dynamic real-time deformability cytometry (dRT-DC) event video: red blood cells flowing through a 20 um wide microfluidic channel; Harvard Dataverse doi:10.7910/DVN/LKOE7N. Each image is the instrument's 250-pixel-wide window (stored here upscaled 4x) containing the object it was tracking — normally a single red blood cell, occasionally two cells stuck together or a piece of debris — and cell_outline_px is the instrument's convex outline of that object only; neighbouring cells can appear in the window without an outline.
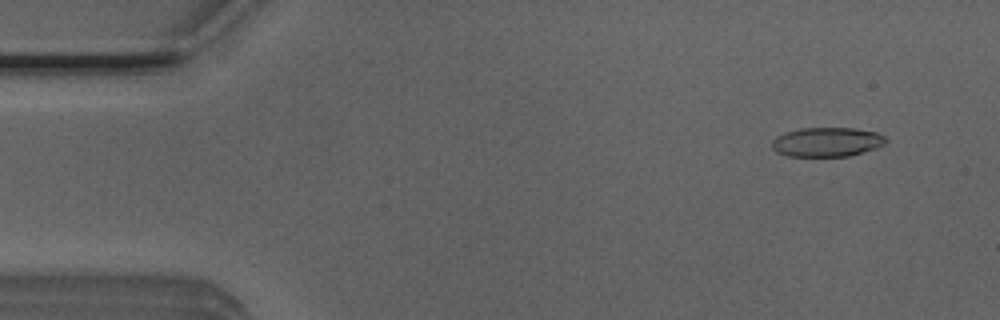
{"species": "Egyptian fruit bat (a non-hibernating species)", "species_latin": "Rousettus aegyptiacus", "temperature_condition": "room temperature", "stored_images_in_passage": 15, "camera_frame_rate_fps": 3000, "um_per_image_px": 0.085, "animal": {"sex": "male"}, "frame": {"image": 1, "passage_image": 4, "time_ms": 1.0, "image_size_px": [1000, 320], "cell_outline_px": [[888, 140], [884, 144], [876, 148], [848, 156], [788, 156], [776, 152], [772, 148], [772, 140], [776, 136], [784, 132], [800, 128], [852, 128], [876, 132], [884, 136]], "centroid_in_image_um": [70.26, 12.06], "position_along_channel_um": 14.7, "area_um2": 19.48}}
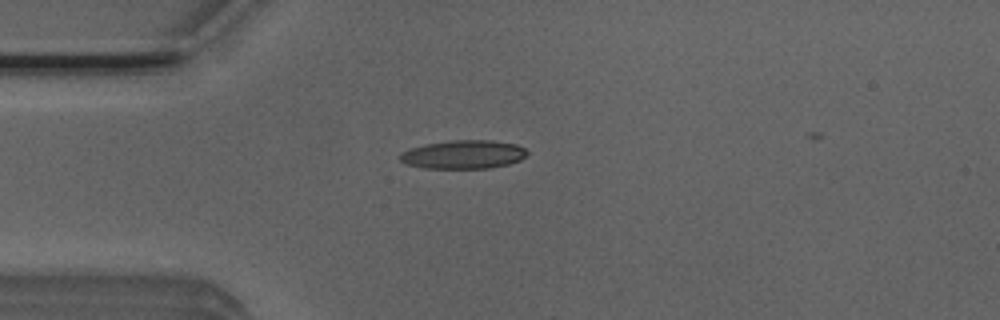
{"frame": {"image": 2, "passage_image": 13, "time_ms": 4.0, "image_size_px": [1000, 320], "cell_outline_px": [[528, 152], [520, 160], [508, 164], [492, 168], [424, 168], [408, 164], [400, 160], [400, 156], [408, 148], [428, 144], [452, 140], [492, 140], [516, 144], [524, 148]], "centroid_in_image_um": [39.42, 13.13], "position_along_channel_um": 45.6, "area_um2": 20.98}}